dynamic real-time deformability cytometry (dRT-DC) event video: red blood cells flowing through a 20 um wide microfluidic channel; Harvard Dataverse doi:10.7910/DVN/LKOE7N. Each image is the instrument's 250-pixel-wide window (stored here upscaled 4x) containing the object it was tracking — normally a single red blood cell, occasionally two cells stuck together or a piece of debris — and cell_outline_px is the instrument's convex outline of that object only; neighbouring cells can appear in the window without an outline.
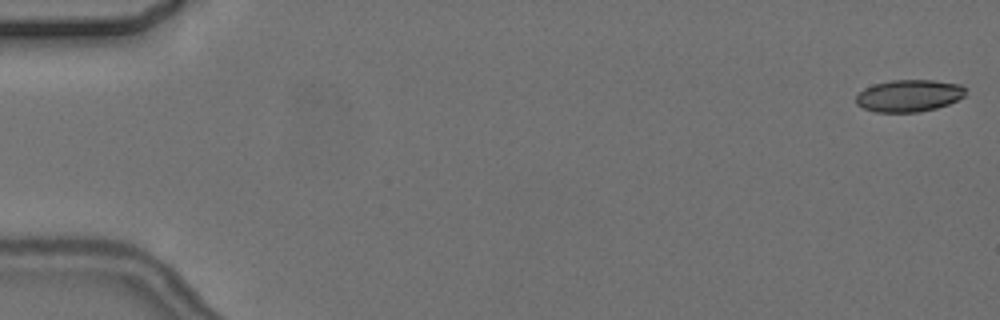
{"species": "common noctule bat (a hibernating species)", "species_latin": "Nyctalus noctula", "temperature_condition": "cold", "stored_images_in_passage": 5, "camera_frame_rate_fps": 3000, "um_per_image_px": 0.085, "animal": {"sex": "female", "body_mass_g": 24.6, "forearm_length_mm": 56.2}, "frame": {"image": 1, "passage_image": 1, "time_ms": 0.0, "image_size_px": [1000, 320], "cell_outline_px": [[964, 96], [948, 104], [936, 108], [920, 112], [876, 112], [864, 108], [856, 104], [856, 96], [864, 88], [876, 84], [892, 80], [932, 80], [960, 84], [964, 88]], "centroid_in_image_um": [77.25, 8.14], "position_along_channel_um": 7.8, "area_um2": 20.29}}